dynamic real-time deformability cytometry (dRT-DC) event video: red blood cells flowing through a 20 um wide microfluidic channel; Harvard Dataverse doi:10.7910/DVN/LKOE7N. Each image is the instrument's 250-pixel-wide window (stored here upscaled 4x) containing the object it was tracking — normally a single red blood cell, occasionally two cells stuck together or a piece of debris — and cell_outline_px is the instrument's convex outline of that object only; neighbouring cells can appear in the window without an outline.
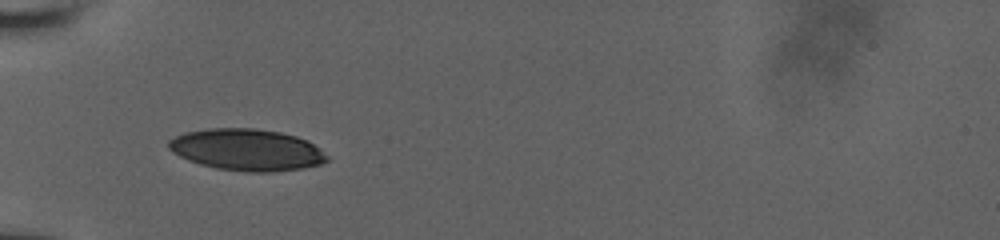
{"species": "human", "species_latin": "Homo sapiens", "temperature_condition": "room temperature", "stored_images_in_passage": 54, "camera_frame_rate_fps": 3000, "um_per_image_px": 0.085, "donor": {"sex": "male"}, "frame": {"image": 1, "passage_image": 1, "time_ms": 0.0, "image_size_px": [1000, 240], "cell_outline_px": [[328, 160], [320, 164], [304, 168], [268, 172], [248, 172], [216, 168], [200, 164], [188, 160], [172, 152], [168, 148], [168, 140], [184, 132], [208, 128], [256, 128], [280, 132], [296, 136], [308, 140], [320, 148], [328, 156]], "centroid_in_image_um": [20.98, 12.72], "position_along_channel_um": 64.0, "area_um2": 38.61}}
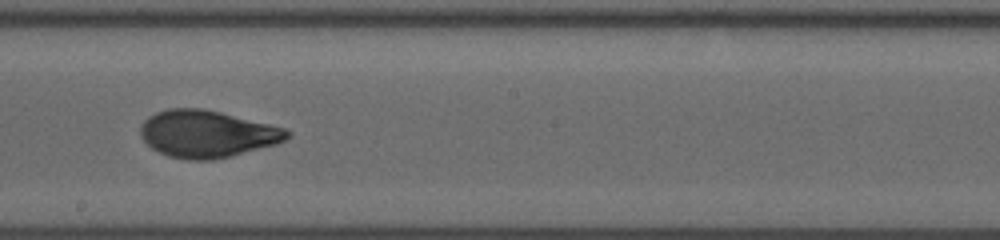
{"frame": {"image": 2, "passage_image": 21, "time_ms": 4.333, "image_size_px": [1000, 240], "cell_outline_px": [[292, 136], [276, 144], [232, 156], [212, 160], [188, 160], [168, 156], [152, 148], [140, 136], [140, 128], [144, 120], [148, 116], [156, 112], [168, 108], [204, 108], [284, 128], [292, 132]], "centroid_in_image_um": [17.59, 11.38], "position_along_channel_um": 230.6, "area_um2": 40.23}}
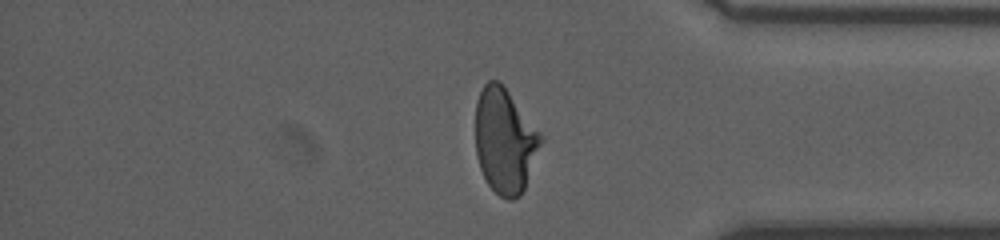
{"frame": {"image": 3, "passage_image": 41, "time_ms": 8.667, "image_size_px": [1000, 240], "cell_outline_px": [[544, 140], [524, 188], [520, 196], [512, 200], [508, 200], [500, 196], [488, 184], [480, 168], [476, 156], [476, 100], [484, 84], [488, 80], [500, 80], [540, 132]], "centroid_in_image_um": [42.91, 11.95], "position_along_channel_um": 392.3, "area_um2": 40.06}}